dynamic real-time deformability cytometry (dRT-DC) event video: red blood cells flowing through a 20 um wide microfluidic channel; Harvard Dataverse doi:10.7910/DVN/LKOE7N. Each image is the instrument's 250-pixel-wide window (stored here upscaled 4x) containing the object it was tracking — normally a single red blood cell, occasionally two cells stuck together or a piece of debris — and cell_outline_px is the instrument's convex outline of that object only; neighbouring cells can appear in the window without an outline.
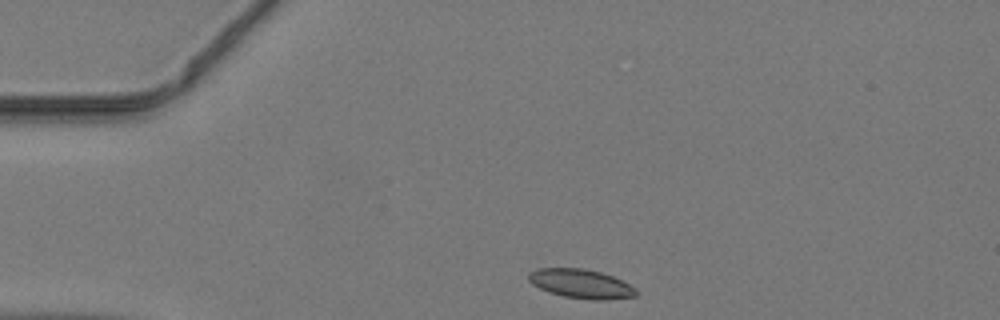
{"species": "common noctule bat (a hibernating species)", "species_latin": "Nyctalus noctula", "temperature_condition": "warm", "stored_images_in_passage": 32, "camera_frame_rate_fps": 3000, "um_per_image_px": 0.085, "animal": {"sex": "male", "body_mass_g": 19.2, "forearm_length_mm": 51.8}, "frame": {"image": 1, "passage_image": 1, "time_ms": 0.0, "image_size_px": [1000, 320], "cell_outline_px": [[640, 292], [636, 296], [604, 300], [592, 300], [564, 296], [548, 292], [532, 284], [528, 280], [528, 272], [536, 268], [584, 268], [600, 272], [612, 276], [636, 288]], "centroid_in_image_um": [49.37, 24.12], "position_along_channel_um": 35.6, "area_um2": 18.32}}
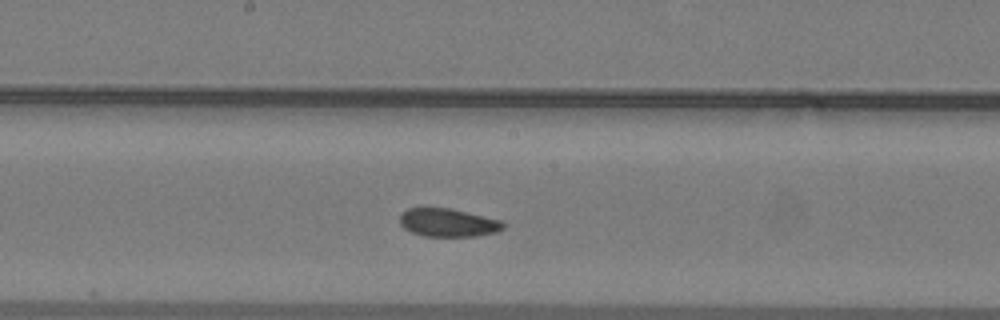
{"frame": {"image": 2, "passage_image": 16, "time_ms": 5.0, "image_size_px": [1000, 320], "cell_outline_px": [[504, 228], [496, 232], [476, 236], [420, 236], [404, 228], [400, 224], [400, 212], [408, 208], [452, 208], [500, 220], [504, 224]], "centroid_in_image_um": [38.05, 18.92], "position_along_channel_um": 210.2, "area_um2": 17.05}}
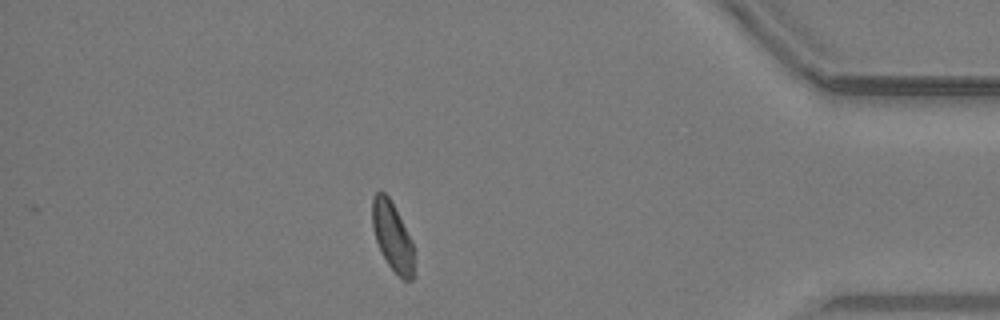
{"frame": {"image": 3, "passage_image": 32, "time_ms": 10.333, "image_size_px": [1000, 320], "cell_outline_px": [[412, 280], [404, 280], [388, 264], [380, 252], [372, 228], [372, 196], [380, 188], [388, 196], [412, 240]], "centroid_in_image_um": [33.3, 20.03], "position_along_channel_um": 401.9, "area_um2": 16.42}}